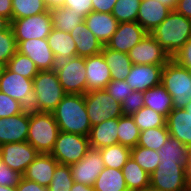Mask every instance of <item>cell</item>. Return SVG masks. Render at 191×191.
I'll list each match as a JSON object with an SVG mask.
<instances>
[{
  "label": "cell",
  "instance_id": "cell-1",
  "mask_svg": "<svg viewBox=\"0 0 191 191\" xmlns=\"http://www.w3.org/2000/svg\"><path fill=\"white\" fill-rule=\"evenodd\" d=\"M52 114L59 131L88 137L92 126L87 115L83 94H66Z\"/></svg>",
  "mask_w": 191,
  "mask_h": 191
},
{
  "label": "cell",
  "instance_id": "cell-2",
  "mask_svg": "<svg viewBox=\"0 0 191 191\" xmlns=\"http://www.w3.org/2000/svg\"><path fill=\"white\" fill-rule=\"evenodd\" d=\"M150 34L172 58L191 38V20L172 10Z\"/></svg>",
  "mask_w": 191,
  "mask_h": 191
},
{
  "label": "cell",
  "instance_id": "cell-3",
  "mask_svg": "<svg viewBox=\"0 0 191 191\" xmlns=\"http://www.w3.org/2000/svg\"><path fill=\"white\" fill-rule=\"evenodd\" d=\"M65 95L55 70L39 71L33 78V101L29 109L52 112Z\"/></svg>",
  "mask_w": 191,
  "mask_h": 191
},
{
  "label": "cell",
  "instance_id": "cell-4",
  "mask_svg": "<svg viewBox=\"0 0 191 191\" xmlns=\"http://www.w3.org/2000/svg\"><path fill=\"white\" fill-rule=\"evenodd\" d=\"M59 127L52 112L29 109V130L27 142L39 153L50 154L54 148Z\"/></svg>",
  "mask_w": 191,
  "mask_h": 191
},
{
  "label": "cell",
  "instance_id": "cell-5",
  "mask_svg": "<svg viewBox=\"0 0 191 191\" xmlns=\"http://www.w3.org/2000/svg\"><path fill=\"white\" fill-rule=\"evenodd\" d=\"M161 84L172 96L174 108H185L191 102V71L171 59L163 67Z\"/></svg>",
  "mask_w": 191,
  "mask_h": 191
},
{
  "label": "cell",
  "instance_id": "cell-6",
  "mask_svg": "<svg viewBox=\"0 0 191 191\" xmlns=\"http://www.w3.org/2000/svg\"><path fill=\"white\" fill-rule=\"evenodd\" d=\"M150 186L162 191H189L187 165L160 161L150 174Z\"/></svg>",
  "mask_w": 191,
  "mask_h": 191
},
{
  "label": "cell",
  "instance_id": "cell-7",
  "mask_svg": "<svg viewBox=\"0 0 191 191\" xmlns=\"http://www.w3.org/2000/svg\"><path fill=\"white\" fill-rule=\"evenodd\" d=\"M85 107L91 126L122 116L121 104L105 89L90 90L85 95Z\"/></svg>",
  "mask_w": 191,
  "mask_h": 191
},
{
  "label": "cell",
  "instance_id": "cell-8",
  "mask_svg": "<svg viewBox=\"0 0 191 191\" xmlns=\"http://www.w3.org/2000/svg\"><path fill=\"white\" fill-rule=\"evenodd\" d=\"M54 70L66 94L87 93L85 57L76 56L57 62Z\"/></svg>",
  "mask_w": 191,
  "mask_h": 191
},
{
  "label": "cell",
  "instance_id": "cell-9",
  "mask_svg": "<svg viewBox=\"0 0 191 191\" xmlns=\"http://www.w3.org/2000/svg\"><path fill=\"white\" fill-rule=\"evenodd\" d=\"M90 149L87 136L59 131L50 153L59 164L72 165L80 161Z\"/></svg>",
  "mask_w": 191,
  "mask_h": 191
},
{
  "label": "cell",
  "instance_id": "cell-10",
  "mask_svg": "<svg viewBox=\"0 0 191 191\" xmlns=\"http://www.w3.org/2000/svg\"><path fill=\"white\" fill-rule=\"evenodd\" d=\"M17 45L29 39L47 38L53 29L50 10L26 18L11 21Z\"/></svg>",
  "mask_w": 191,
  "mask_h": 191
},
{
  "label": "cell",
  "instance_id": "cell-11",
  "mask_svg": "<svg viewBox=\"0 0 191 191\" xmlns=\"http://www.w3.org/2000/svg\"><path fill=\"white\" fill-rule=\"evenodd\" d=\"M0 92L29 109L33 101V80L14 73L4 66L0 74Z\"/></svg>",
  "mask_w": 191,
  "mask_h": 191
},
{
  "label": "cell",
  "instance_id": "cell-12",
  "mask_svg": "<svg viewBox=\"0 0 191 191\" xmlns=\"http://www.w3.org/2000/svg\"><path fill=\"white\" fill-rule=\"evenodd\" d=\"M127 54L133 64L139 65H165L172 59L150 33Z\"/></svg>",
  "mask_w": 191,
  "mask_h": 191
},
{
  "label": "cell",
  "instance_id": "cell-13",
  "mask_svg": "<svg viewBox=\"0 0 191 191\" xmlns=\"http://www.w3.org/2000/svg\"><path fill=\"white\" fill-rule=\"evenodd\" d=\"M0 151L3 163L21 175L39 155V152L27 141L2 144Z\"/></svg>",
  "mask_w": 191,
  "mask_h": 191
},
{
  "label": "cell",
  "instance_id": "cell-14",
  "mask_svg": "<svg viewBox=\"0 0 191 191\" xmlns=\"http://www.w3.org/2000/svg\"><path fill=\"white\" fill-rule=\"evenodd\" d=\"M74 182L93 186L97 177L105 168L99 149L90 148L77 163L70 165Z\"/></svg>",
  "mask_w": 191,
  "mask_h": 191
},
{
  "label": "cell",
  "instance_id": "cell-15",
  "mask_svg": "<svg viewBox=\"0 0 191 191\" xmlns=\"http://www.w3.org/2000/svg\"><path fill=\"white\" fill-rule=\"evenodd\" d=\"M17 51L29 57L39 71L54 70L57 60L49 47L47 38L29 39L17 45Z\"/></svg>",
  "mask_w": 191,
  "mask_h": 191
},
{
  "label": "cell",
  "instance_id": "cell-16",
  "mask_svg": "<svg viewBox=\"0 0 191 191\" xmlns=\"http://www.w3.org/2000/svg\"><path fill=\"white\" fill-rule=\"evenodd\" d=\"M147 33L138 22L119 23L106 46L115 51L128 53Z\"/></svg>",
  "mask_w": 191,
  "mask_h": 191
},
{
  "label": "cell",
  "instance_id": "cell-17",
  "mask_svg": "<svg viewBox=\"0 0 191 191\" xmlns=\"http://www.w3.org/2000/svg\"><path fill=\"white\" fill-rule=\"evenodd\" d=\"M28 130L29 109L8 118H0V146L27 141Z\"/></svg>",
  "mask_w": 191,
  "mask_h": 191
},
{
  "label": "cell",
  "instance_id": "cell-18",
  "mask_svg": "<svg viewBox=\"0 0 191 191\" xmlns=\"http://www.w3.org/2000/svg\"><path fill=\"white\" fill-rule=\"evenodd\" d=\"M164 66L133 64L125 81L134 91L144 92L161 84V74Z\"/></svg>",
  "mask_w": 191,
  "mask_h": 191
},
{
  "label": "cell",
  "instance_id": "cell-19",
  "mask_svg": "<svg viewBox=\"0 0 191 191\" xmlns=\"http://www.w3.org/2000/svg\"><path fill=\"white\" fill-rule=\"evenodd\" d=\"M87 92L105 89L112 80L110 68L102 53L85 57Z\"/></svg>",
  "mask_w": 191,
  "mask_h": 191
},
{
  "label": "cell",
  "instance_id": "cell-20",
  "mask_svg": "<svg viewBox=\"0 0 191 191\" xmlns=\"http://www.w3.org/2000/svg\"><path fill=\"white\" fill-rule=\"evenodd\" d=\"M58 164L51 154L39 153L36 159L29 164L22 177L48 187Z\"/></svg>",
  "mask_w": 191,
  "mask_h": 191
},
{
  "label": "cell",
  "instance_id": "cell-21",
  "mask_svg": "<svg viewBox=\"0 0 191 191\" xmlns=\"http://www.w3.org/2000/svg\"><path fill=\"white\" fill-rule=\"evenodd\" d=\"M85 23L95 37L105 46L115 33L118 21L112 13L92 11L85 17Z\"/></svg>",
  "mask_w": 191,
  "mask_h": 191
},
{
  "label": "cell",
  "instance_id": "cell-22",
  "mask_svg": "<svg viewBox=\"0 0 191 191\" xmlns=\"http://www.w3.org/2000/svg\"><path fill=\"white\" fill-rule=\"evenodd\" d=\"M166 125L171 137L191 149V115L184 108H173L166 118Z\"/></svg>",
  "mask_w": 191,
  "mask_h": 191
},
{
  "label": "cell",
  "instance_id": "cell-23",
  "mask_svg": "<svg viewBox=\"0 0 191 191\" xmlns=\"http://www.w3.org/2000/svg\"><path fill=\"white\" fill-rule=\"evenodd\" d=\"M171 11V9L163 5L160 1L142 0L139 7L137 22L150 33Z\"/></svg>",
  "mask_w": 191,
  "mask_h": 191
},
{
  "label": "cell",
  "instance_id": "cell-24",
  "mask_svg": "<svg viewBox=\"0 0 191 191\" xmlns=\"http://www.w3.org/2000/svg\"><path fill=\"white\" fill-rule=\"evenodd\" d=\"M69 33L75 42L77 56L88 57L101 53L103 44L89 30L85 21L78 24Z\"/></svg>",
  "mask_w": 191,
  "mask_h": 191
},
{
  "label": "cell",
  "instance_id": "cell-25",
  "mask_svg": "<svg viewBox=\"0 0 191 191\" xmlns=\"http://www.w3.org/2000/svg\"><path fill=\"white\" fill-rule=\"evenodd\" d=\"M118 118H112L94 125L88 135L90 148L101 149L118 143Z\"/></svg>",
  "mask_w": 191,
  "mask_h": 191
},
{
  "label": "cell",
  "instance_id": "cell-26",
  "mask_svg": "<svg viewBox=\"0 0 191 191\" xmlns=\"http://www.w3.org/2000/svg\"><path fill=\"white\" fill-rule=\"evenodd\" d=\"M47 40L57 62L77 56L76 45L70 33L53 28Z\"/></svg>",
  "mask_w": 191,
  "mask_h": 191
},
{
  "label": "cell",
  "instance_id": "cell-27",
  "mask_svg": "<svg viewBox=\"0 0 191 191\" xmlns=\"http://www.w3.org/2000/svg\"><path fill=\"white\" fill-rule=\"evenodd\" d=\"M144 106L148 107L166 118L173 110L172 96L160 84L143 92Z\"/></svg>",
  "mask_w": 191,
  "mask_h": 191
},
{
  "label": "cell",
  "instance_id": "cell-28",
  "mask_svg": "<svg viewBox=\"0 0 191 191\" xmlns=\"http://www.w3.org/2000/svg\"><path fill=\"white\" fill-rule=\"evenodd\" d=\"M101 53L110 68L112 80H125L133 65L128 54L109 49L106 45L103 46Z\"/></svg>",
  "mask_w": 191,
  "mask_h": 191
},
{
  "label": "cell",
  "instance_id": "cell-29",
  "mask_svg": "<svg viewBox=\"0 0 191 191\" xmlns=\"http://www.w3.org/2000/svg\"><path fill=\"white\" fill-rule=\"evenodd\" d=\"M191 149L178 139L169 137L157 151L160 161L177 162L180 165H188Z\"/></svg>",
  "mask_w": 191,
  "mask_h": 191
},
{
  "label": "cell",
  "instance_id": "cell-30",
  "mask_svg": "<svg viewBox=\"0 0 191 191\" xmlns=\"http://www.w3.org/2000/svg\"><path fill=\"white\" fill-rule=\"evenodd\" d=\"M122 173L129 191H142L150 186L148 174L131 156L122 167Z\"/></svg>",
  "mask_w": 191,
  "mask_h": 191
},
{
  "label": "cell",
  "instance_id": "cell-31",
  "mask_svg": "<svg viewBox=\"0 0 191 191\" xmlns=\"http://www.w3.org/2000/svg\"><path fill=\"white\" fill-rule=\"evenodd\" d=\"M95 191H129L122 170L105 167L94 182Z\"/></svg>",
  "mask_w": 191,
  "mask_h": 191
},
{
  "label": "cell",
  "instance_id": "cell-32",
  "mask_svg": "<svg viewBox=\"0 0 191 191\" xmlns=\"http://www.w3.org/2000/svg\"><path fill=\"white\" fill-rule=\"evenodd\" d=\"M50 13L53 28L68 33L85 20L82 15L76 14L73 9L66 7L50 9Z\"/></svg>",
  "mask_w": 191,
  "mask_h": 191
},
{
  "label": "cell",
  "instance_id": "cell-33",
  "mask_svg": "<svg viewBox=\"0 0 191 191\" xmlns=\"http://www.w3.org/2000/svg\"><path fill=\"white\" fill-rule=\"evenodd\" d=\"M118 143L128 148H134L138 144L140 130L132 116L122 115L118 118Z\"/></svg>",
  "mask_w": 191,
  "mask_h": 191
},
{
  "label": "cell",
  "instance_id": "cell-34",
  "mask_svg": "<svg viewBox=\"0 0 191 191\" xmlns=\"http://www.w3.org/2000/svg\"><path fill=\"white\" fill-rule=\"evenodd\" d=\"M100 150L105 167L122 170V167L131 157V148L119 143L103 147Z\"/></svg>",
  "mask_w": 191,
  "mask_h": 191
},
{
  "label": "cell",
  "instance_id": "cell-35",
  "mask_svg": "<svg viewBox=\"0 0 191 191\" xmlns=\"http://www.w3.org/2000/svg\"><path fill=\"white\" fill-rule=\"evenodd\" d=\"M44 0H12V20L47 12Z\"/></svg>",
  "mask_w": 191,
  "mask_h": 191
},
{
  "label": "cell",
  "instance_id": "cell-36",
  "mask_svg": "<svg viewBox=\"0 0 191 191\" xmlns=\"http://www.w3.org/2000/svg\"><path fill=\"white\" fill-rule=\"evenodd\" d=\"M169 137L170 134L168 132L167 125L150 128L140 132L137 146L158 151Z\"/></svg>",
  "mask_w": 191,
  "mask_h": 191
},
{
  "label": "cell",
  "instance_id": "cell-37",
  "mask_svg": "<svg viewBox=\"0 0 191 191\" xmlns=\"http://www.w3.org/2000/svg\"><path fill=\"white\" fill-rule=\"evenodd\" d=\"M131 116L140 132L150 128L166 126V117L164 115L145 106Z\"/></svg>",
  "mask_w": 191,
  "mask_h": 191
},
{
  "label": "cell",
  "instance_id": "cell-38",
  "mask_svg": "<svg viewBox=\"0 0 191 191\" xmlns=\"http://www.w3.org/2000/svg\"><path fill=\"white\" fill-rule=\"evenodd\" d=\"M142 0H117L112 15L118 23L137 22L139 7Z\"/></svg>",
  "mask_w": 191,
  "mask_h": 191
},
{
  "label": "cell",
  "instance_id": "cell-39",
  "mask_svg": "<svg viewBox=\"0 0 191 191\" xmlns=\"http://www.w3.org/2000/svg\"><path fill=\"white\" fill-rule=\"evenodd\" d=\"M6 67L23 77L32 79L38 74L39 70L36 64L26 55L16 52L15 55L8 61Z\"/></svg>",
  "mask_w": 191,
  "mask_h": 191
},
{
  "label": "cell",
  "instance_id": "cell-40",
  "mask_svg": "<svg viewBox=\"0 0 191 191\" xmlns=\"http://www.w3.org/2000/svg\"><path fill=\"white\" fill-rule=\"evenodd\" d=\"M131 156L148 174L156 170L160 163L157 151L141 146L131 148Z\"/></svg>",
  "mask_w": 191,
  "mask_h": 191
},
{
  "label": "cell",
  "instance_id": "cell-41",
  "mask_svg": "<svg viewBox=\"0 0 191 191\" xmlns=\"http://www.w3.org/2000/svg\"><path fill=\"white\" fill-rule=\"evenodd\" d=\"M74 180L69 165L58 164L53 174L48 191H70Z\"/></svg>",
  "mask_w": 191,
  "mask_h": 191
},
{
  "label": "cell",
  "instance_id": "cell-42",
  "mask_svg": "<svg viewBox=\"0 0 191 191\" xmlns=\"http://www.w3.org/2000/svg\"><path fill=\"white\" fill-rule=\"evenodd\" d=\"M17 52V42L15 40L12 27L0 32V64L6 66L8 61Z\"/></svg>",
  "mask_w": 191,
  "mask_h": 191
},
{
  "label": "cell",
  "instance_id": "cell-43",
  "mask_svg": "<svg viewBox=\"0 0 191 191\" xmlns=\"http://www.w3.org/2000/svg\"><path fill=\"white\" fill-rule=\"evenodd\" d=\"M25 109L26 108L20 102L0 92V118H8L20 114Z\"/></svg>",
  "mask_w": 191,
  "mask_h": 191
},
{
  "label": "cell",
  "instance_id": "cell-44",
  "mask_svg": "<svg viewBox=\"0 0 191 191\" xmlns=\"http://www.w3.org/2000/svg\"><path fill=\"white\" fill-rule=\"evenodd\" d=\"M105 90L120 104L126 96H130L134 89L125 80H111Z\"/></svg>",
  "mask_w": 191,
  "mask_h": 191
},
{
  "label": "cell",
  "instance_id": "cell-45",
  "mask_svg": "<svg viewBox=\"0 0 191 191\" xmlns=\"http://www.w3.org/2000/svg\"><path fill=\"white\" fill-rule=\"evenodd\" d=\"M144 107L143 92L134 91L130 96H126L121 103V112L123 115H132L140 108Z\"/></svg>",
  "mask_w": 191,
  "mask_h": 191
},
{
  "label": "cell",
  "instance_id": "cell-46",
  "mask_svg": "<svg viewBox=\"0 0 191 191\" xmlns=\"http://www.w3.org/2000/svg\"><path fill=\"white\" fill-rule=\"evenodd\" d=\"M21 177V174L9 168L5 163H0V185L16 187Z\"/></svg>",
  "mask_w": 191,
  "mask_h": 191
},
{
  "label": "cell",
  "instance_id": "cell-47",
  "mask_svg": "<svg viewBox=\"0 0 191 191\" xmlns=\"http://www.w3.org/2000/svg\"><path fill=\"white\" fill-rule=\"evenodd\" d=\"M63 7L73 9L76 14L84 18L93 11L91 0H65Z\"/></svg>",
  "mask_w": 191,
  "mask_h": 191
},
{
  "label": "cell",
  "instance_id": "cell-48",
  "mask_svg": "<svg viewBox=\"0 0 191 191\" xmlns=\"http://www.w3.org/2000/svg\"><path fill=\"white\" fill-rule=\"evenodd\" d=\"M172 59L191 71V38L181 47Z\"/></svg>",
  "mask_w": 191,
  "mask_h": 191
},
{
  "label": "cell",
  "instance_id": "cell-49",
  "mask_svg": "<svg viewBox=\"0 0 191 191\" xmlns=\"http://www.w3.org/2000/svg\"><path fill=\"white\" fill-rule=\"evenodd\" d=\"M16 191H48V188L21 177L16 186Z\"/></svg>",
  "mask_w": 191,
  "mask_h": 191
},
{
  "label": "cell",
  "instance_id": "cell-50",
  "mask_svg": "<svg viewBox=\"0 0 191 191\" xmlns=\"http://www.w3.org/2000/svg\"><path fill=\"white\" fill-rule=\"evenodd\" d=\"M91 2L93 11L112 13L117 0H91Z\"/></svg>",
  "mask_w": 191,
  "mask_h": 191
},
{
  "label": "cell",
  "instance_id": "cell-51",
  "mask_svg": "<svg viewBox=\"0 0 191 191\" xmlns=\"http://www.w3.org/2000/svg\"><path fill=\"white\" fill-rule=\"evenodd\" d=\"M175 11L191 20V0H178Z\"/></svg>",
  "mask_w": 191,
  "mask_h": 191
},
{
  "label": "cell",
  "instance_id": "cell-52",
  "mask_svg": "<svg viewBox=\"0 0 191 191\" xmlns=\"http://www.w3.org/2000/svg\"><path fill=\"white\" fill-rule=\"evenodd\" d=\"M0 15L12 21V0H0Z\"/></svg>",
  "mask_w": 191,
  "mask_h": 191
},
{
  "label": "cell",
  "instance_id": "cell-53",
  "mask_svg": "<svg viewBox=\"0 0 191 191\" xmlns=\"http://www.w3.org/2000/svg\"><path fill=\"white\" fill-rule=\"evenodd\" d=\"M70 191H95L93 189V186H87L82 183L74 182L72 187L70 188Z\"/></svg>",
  "mask_w": 191,
  "mask_h": 191
},
{
  "label": "cell",
  "instance_id": "cell-54",
  "mask_svg": "<svg viewBox=\"0 0 191 191\" xmlns=\"http://www.w3.org/2000/svg\"><path fill=\"white\" fill-rule=\"evenodd\" d=\"M44 1L49 10L57 7H63L65 3V0H44Z\"/></svg>",
  "mask_w": 191,
  "mask_h": 191
},
{
  "label": "cell",
  "instance_id": "cell-55",
  "mask_svg": "<svg viewBox=\"0 0 191 191\" xmlns=\"http://www.w3.org/2000/svg\"><path fill=\"white\" fill-rule=\"evenodd\" d=\"M11 27V21L5 17L0 15V32L8 30Z\"/></svg>",
  "mask_w": 191,
  "mask_h": 191
},
{
  "label": "cell",
  "instance_id": "cell-56",
  "mask_svg": "<svg viewBox=\"0 0 191 191\" xmlns=\"http://www.w3.org/2000/svg\"><path fill=\"white\" fill-rule=\"evenodd\" d=\"M160 1L163 5L167 6L171 10H175L178 0H155Z\"/></svg>",
  "mask_w": 191,
  "mask_h": 191
},
{
  "label": "cell",
  "instance_id": "cell-57",
  "mask_svg": "<svg viewBox=\"0 0 191 191\" xmlns=\"http://www.w3.org/2000/svg\"><path fill=\"white\" fill-rule=\"evenodd\" d=\"M187 174H188L189 191H191V151H190L189 163L187 165Z\"/></svg>",
  "mask_w": 191,
  "mask_h": 191
},
{
  "label": "cell",
  "instance_id": "cell-58",
  "mask_svg": "<svg viewBox=\"0 0 191 191\" xmlns=\"http://www.w3.org/2000/svg\"><path fill=\"white\" fill-rule=\"evenodd\" d=\"M0 191H16V187L0 185Z\"/></svg>",
  "mask_w": 191,
  "mask_h": 191
},
{
  "label": "cell",
  "instance_id": "cell-59",
  "mask_svg": "<svg viewBox=\"0 0 191 191\" xmlns=\"http://www.w3.org/2000/svg\"><path fill=\"white\" fill-rule=\"evenodd\" d=\"M142 191H162V190L153 188L152 186H148L145 189H143Z\"/></svg>",
  "mask_w": 191,
  "mask_h": 191
},
{
  "label": "cell",
  "instance_id": "cell-60",
  "mask_svg": "<svg viewBox=\"0 0 191 191\" xmlns=\"http://www.w3.org/2000/svg\"><path fill=\"white\" fill-rule=\"evenodd\" d=\"M184 109L187 111L188 114L191 115V102H189Z\"/></svg>",
  "mask_w": 191,
  "mask_h": 191
},
{
  "label": "cell",
  "instance_id": "cell-61",
  "mask_svg": "<svg viewBox=\"0 0 191 191\" xmlns=\"http://www.w3.org/2000/svg\"><path fill=\"white\" fill-rule=\"evenodd\" d=\"M3 67H4V66H2V65L0 64V74H1V71H2Z\"/></svg>",
  "mask_w": 191,
  "mask_h": 191
},
{
  "label": "cell",
  "instance_id": "cell-62",
  "mask_svg": "<svg viewBox=\"0 0 191 191\" xmlns=\"http://www.w3.org/2000/svg\"><path fill=\"white\" fill-rule=\"evenodd\" d=\"M2 156H1V151H0V163H2Z\"/></svg>",
  "mask_w": 191,
  "mask_h": 191
}]
</instances>
